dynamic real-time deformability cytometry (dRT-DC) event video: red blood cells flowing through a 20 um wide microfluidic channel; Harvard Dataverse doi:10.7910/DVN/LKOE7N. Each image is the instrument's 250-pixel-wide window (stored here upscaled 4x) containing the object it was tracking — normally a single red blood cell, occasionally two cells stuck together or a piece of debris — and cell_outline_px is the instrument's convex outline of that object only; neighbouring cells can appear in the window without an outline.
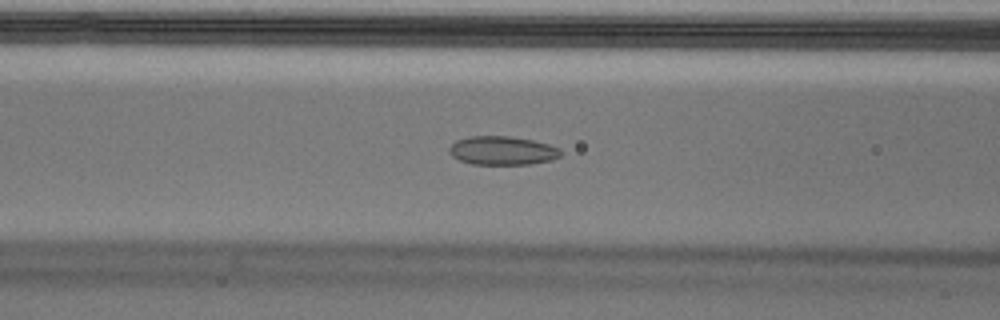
{"species": "Egyptian fruit bat (a non-hibernating species)", "species_latin": "Rousettus aegyptiacus", "temperature_condition": "cold", "stored_images_in_passage": 49, "camera_frame_rate_fps": 3000, "um_per_image_px": 0.085, "animal": {"sex": "male"}, "frame": {"image": 1, "passage_image": 16, "time_ms": 5.0, "image_size_px": [1000, 320], "cell_outline_px": [[560, 156], [552, 160], [528, 164], [472, 164], [460, 160], [452, 156], [448, 152], [448, 148], [456, 140], [468, 136], [512, 136], [532, 140], [548, 144], [560, 148]], "centroid_in_image_um": [42.68, 12.79], "position_along_channel_um": 123.9, "area_um2": 18.67}}
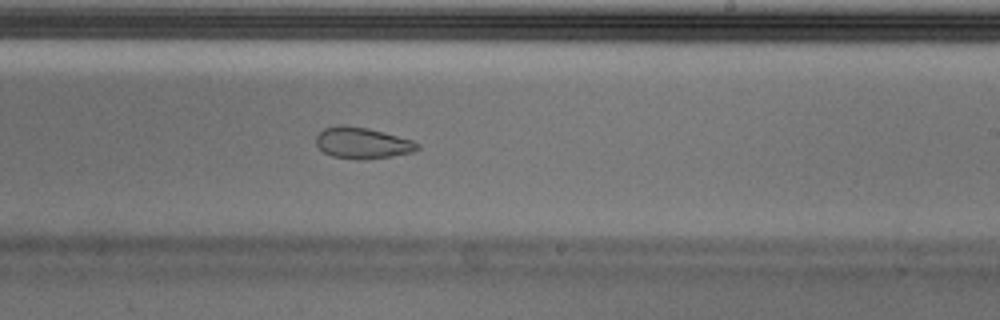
{"frame": {"image": 2, "passage_image": 27, "time_ms": 8.667, "image_size_px": [1000, 320], "cell_outline_px": [[420, 148], [412, 152], [392, 156], [364, 160], [356, 160], [332, 156], [324, 152], [316, 144], [316, 136], [324, 128], [340, 124], [344, 124], [368, 128], [384, 132], [412, 140], [420, 144]], "centroid_in_image_um": [30.8, 12.15], "position_along_channel_um": 258.2, "area_um2": 18.61}}
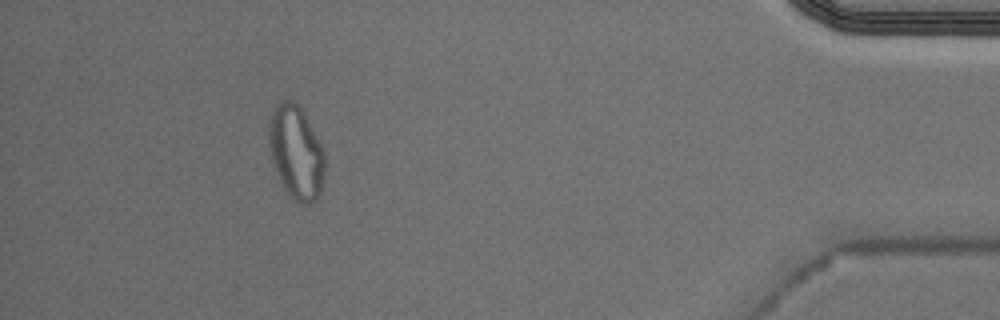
{"frame": {"image": 3, "passage_image": 44, "time_ms": 14.333, "image_size_px": [1000, 320], "cell_outline_px": [[324, 176], [320, 192], [316, 204], [300, 204], [288, 196], [280, 180], [272, 160], [268, 144], [268, 132], [272, 112], [276, 104], [280, 100], [292, 100], [300, 108], [320, 144], [324, 152]], "centroid_in_image_um": [25.16, 13.01], "position_along_channel_um": 410.0, "area_um2": 30.29}, "authors_computed_cell_mechanics": {"area_um2": 19.7676, "velocity_mm_per_s": 3.6662, "shape_relaxation_time_tau1_ms": null, "shape_relaxation_time_tau2_ms": 3.0646, "deformation_change_tau1": null, "deformation_change_tau2": 0.064}}